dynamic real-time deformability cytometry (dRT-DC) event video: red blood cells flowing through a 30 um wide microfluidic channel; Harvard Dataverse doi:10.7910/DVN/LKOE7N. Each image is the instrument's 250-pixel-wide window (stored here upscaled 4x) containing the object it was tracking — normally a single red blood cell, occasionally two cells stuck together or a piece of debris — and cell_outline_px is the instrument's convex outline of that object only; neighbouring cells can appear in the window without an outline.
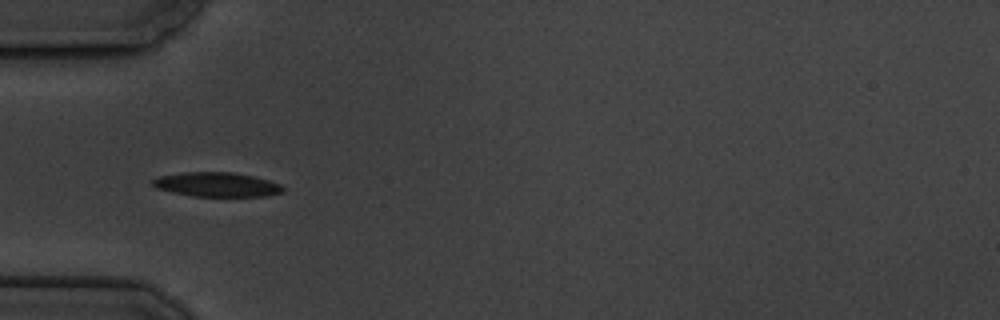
{"species": "common noctule bat (a hibernating species)", "species_latin": "Nyctalus noctula", "temperature_condition": "cold", "stored_images_in_passage": 5, "camera_frame_rate_fps": 3000, "um_per_image_px": 0.085, "animal": {"sex": "male", "body_mass_g": 19.5, "forearm_length_mm": 54.6}, "frame": {"image": 1, "passage_image": 4, "time_ms": 4.667, "image_size_px": [1000, 320], "cell_outline_px": [[284, 192], [268, 196], [192, 196], [172, 192], [156, 188], [152, 184], [152, 180], [160, 176], [180, 172], [232, 172], [252, 176], [268, 180], [280, 184], [284, 188]], "centroid_in_image_um": [18.43, 15.68], "position_along_channel_um": 66.6, "area_um2": 18.5}}